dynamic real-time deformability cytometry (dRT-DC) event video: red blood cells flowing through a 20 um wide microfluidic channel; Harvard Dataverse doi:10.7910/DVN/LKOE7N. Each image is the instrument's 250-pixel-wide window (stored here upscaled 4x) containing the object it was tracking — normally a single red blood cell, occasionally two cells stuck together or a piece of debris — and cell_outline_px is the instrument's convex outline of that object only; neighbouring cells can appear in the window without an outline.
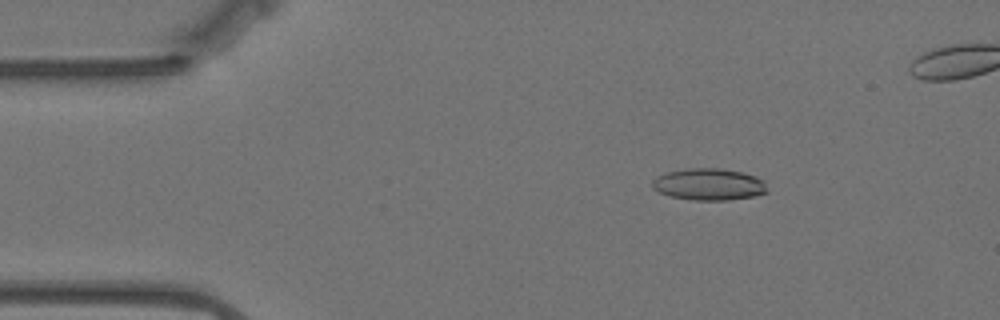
{"species": "Egyptian fruit bat (a non-hibernating species)", "species_latin": "Rousettus aegyptiacus", "temperature_condition": "warm", "stored_images_in_passage": 49, "camera_frame_rate_fps": 3000, "um_per_image_px": 0.085, "animal": {"sex": "female"}, "frame": {"image": 1, "passage_image": 9, "time_ms": 2.667, "image_size_px": [1000, 320], "cell_outline_px": [[768, 192], [756, 196], [728, 200], [692, 200], [672, 196], [660, 192], [652, 188], [652, 180], [656, 176], [668, 172], [688, 168], [720, 168], [744, 172], [756, 176], [764, 180]], "centroid_in_image_um": [60.29, 15.66], "position_along_channel_um": 24.7, "area_um2": 21.44}}
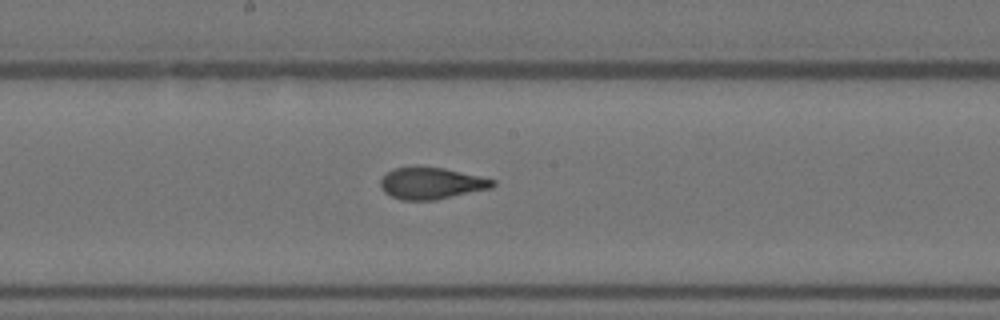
{"frame": {"image": 2, "passage_image": 30, "time_ms": 9.667, "image_size_px": [1000, 320], "cell_outline_px": [[496, 184], [492, 188], [436, 200], [400, 200], [384, 192], [380, 188], [380, 180], [392, 168], [416, 164], [444, 168], [496, 180]], "centroid_in_image_um": [36.63, 15.55], "position_along_channel_um": 211.6, "area_um2": 21.21}}
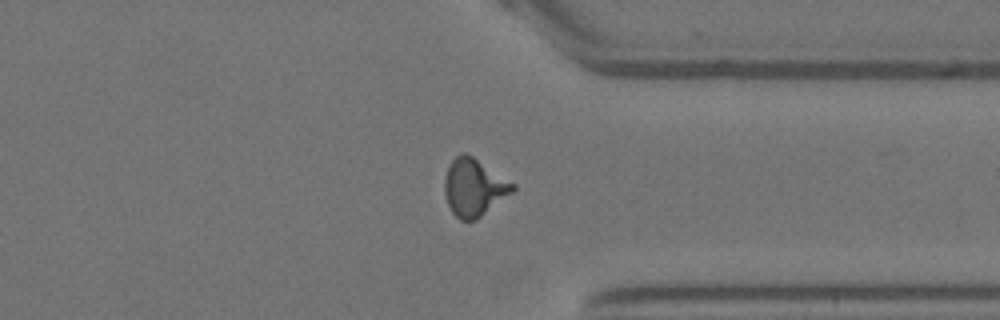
{"frame": {"image": 3, "passage_image": 44, "time_ms": 14.333, "image_size_px": [1000, 320], "cell_outline_px": [[516, 188], [512, 192], [476, 220], [460, 220], [452, 212], [448, 204], [444, 192], [444, 176], [448, 164], [456, 156], [464, 152], [472, 156], [516, 184]], "centroid_in_image_um": [40.27, 15.92], "position_along_channel_um": 371.1, "area_um2": 22.72}, "authors_computed_cell_mechanics": {"area_um2": 21.2126, "velocity_mm_per_s": 3.5094, "shape_relaxation_time_tau1_ms": 6.1492, "shape_relaxation_time_tau2_ms": 1.381, "deformation_change_tau1": 0.194, "deformation_change_tau2": 0.0941}}